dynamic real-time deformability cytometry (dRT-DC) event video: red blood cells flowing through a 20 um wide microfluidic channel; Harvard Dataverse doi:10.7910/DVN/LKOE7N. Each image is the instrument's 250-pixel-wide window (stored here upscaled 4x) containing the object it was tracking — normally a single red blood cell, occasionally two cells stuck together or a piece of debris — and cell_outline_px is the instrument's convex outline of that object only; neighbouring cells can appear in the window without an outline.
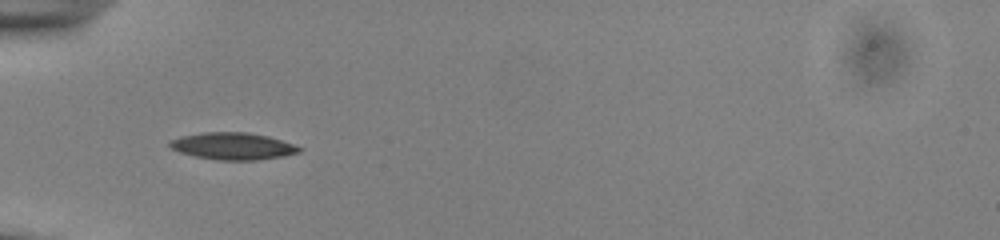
{"species": "common noctule bat (a hibernating species)", "species_latin": "Nyctalus noctula", "temperature_condition": "cold", "stored_images_in_passage": 34, "camera_frame_rate_fps": 3000, "um_per_image_px": 0.085, "animal": {"sex": "male", "body_mass_g": 13.0, "forearm_length_mm": 53.1}, "frame": {"image": 1, "passage_image": 1, "time_ms": 0.0, "image_size_px": [1000, 240], "cell_outline_px": [[304, 148], [300, 152], [284, 156], [256, 160], [216, 160], [196, 156], [180, 152], [172, 148], [168, 144], [168, 140], [180, 136], [204, 132], [248, 132], [268, 136]], "centroid_in_image_um": [19.78, 12.41], "position_along_channel_um": 65.2, "area_um2": 20.4}}
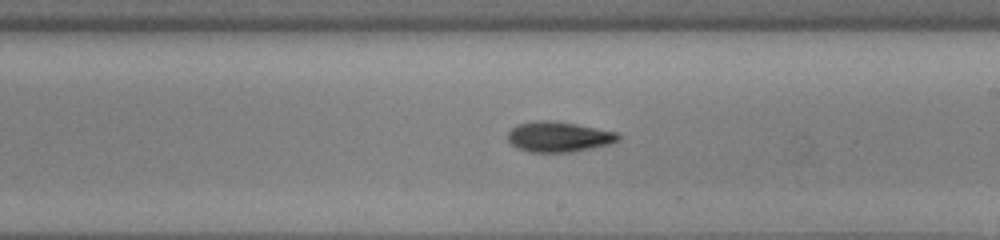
{"frame": {"image": 2, "passage_image": 15, "time_ms": 4.667, "image_size_px": [1000, 240], "cell_outline_px": [[620, 140], [608, 144], [572, 152], [528, 152], [516, 148], [508, 140], [508, 132], [516, 124], [536, 120], [548, 120], [596, 128], [616, 132], [620, 136]], "centroid_in_image_um": [47.44, 11.63], "position_along_channel_um": 241.6, "area_um2": 19.36}}
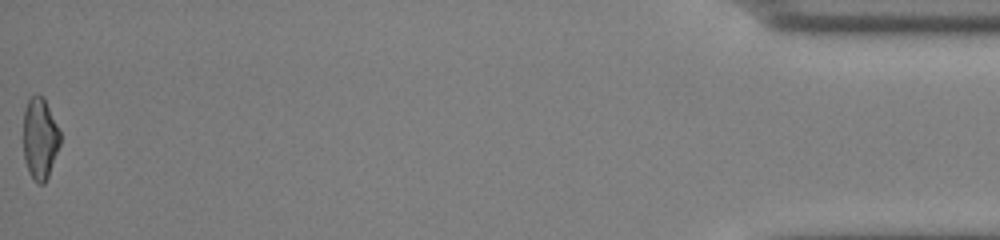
{"frame": {"image": 3, "passage_image": 34, "time_ms": 11.0, "image_size_px": [1000, 240], "cell_outline_px": [[60, 144], [48, 176], [44, 184], [36, 184], [32, 180], [28, 172], [24, 160], [24, 108], [28, 100], [32, 96], [44, 96], [60, 132]], "centroid_in_image_um": [3.38, 11.81], "position_along_channel_um": 431.8, "area_um2": 17.51}, "authors_computed_cell_mechanics": {"area_um2": 19.0451, "velocity_mm_per_s": 3.8807, "shape_relaxation_time_tau1_ms": 4.663, "shape_relaxation_time_tau2_ms": 5.6972, "deformation_change_tau1": 0.1199, "deformation_change_tau2": 0.1267}}